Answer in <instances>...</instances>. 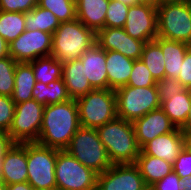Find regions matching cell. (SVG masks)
<instances>
[{
  "label": "cell",
  "mask_w": 191,
  "mask_h": 190,
  "mask_svg": "<svg viewBox=\"0 0 191 190\" xmlns=\"http://www.w3.org/2000/svg\"><path fill=\"white\" fill-rule=\"evenodd\" d=\"M160 102L167 100L172 95H177L184 91L186 88L177 80L165 77L164 79L156 82Z\"/></svg>",
  "instance_id": "obj_36"
},
{
  "label": "cell",
  "mask_w": 191,
  "mask_h": 190,
  "mask_svg": "<svg viewBox=\"0 0 191 190\" xmlns=\"http://www.w3.org/2000/svg\"><path fill=\"white\" fill-rule=\"evenodd\" d=\"M80 127L75 100L45 105L37 143L45 147L65 150Z\"/></svg>",
  "instance_id": "obj_1"
},
{
  "label": "cell",
  "mask_w": 191,
  "mask_h": 190,
  "mask_svg": "<svg viewBox=\"0 0 191 190\" xmlns=\"http://www.w3.org/2000/svg\"><path fill=\"white\" fill-rule=\"evenodd\" d=\"M191 0H157V6L163 4L189 3Z\"/></svg>",
  "instance_id": "obj_46"
},
{
  "label": "cell",
  "mask_w": 191,
  "mask_h": 190,
  "mask_svg": "<svg viewBox=\"0 0 191 190\" xmlns=\"http://www.w3.org/2000/svg\"><path fill=\"white\" fill-rule=\"evenodd\" d=\"M160 108L176 128H182L191 109V90L185 89L177 95L161 102Z\"/></svg>",
  "instance_id": "obj_24"
},
{
  "label": "cell",
  "mask_w": 191,
  "mask_h": 190,
  "mask_svg": "<svg viewBox=\"0 0 191 190\" xmlns=\"http://www.w3.org/2000/svg\"><path fill=\"white\" fill-rule=\"evenodd\" d=\"M32 98L44 106L66 102L71 99L63 78L51 81L47 85L36 82L32 92Z\"/></svg>",
  "instance_id": "obj_26"
},
{
  "label": "cell",
  "mask_w": 191,
  "mask_h": 190,
  "mask_svg": "<svg viewBox=\"0 0 191 190\" xmlns=\"http://www.w3.org/2000/svg\"><path fill=\"white\" fill-rule=\"evenodd\" d=\"M36 82L49 84L51 81L62 78L63 63L55 59L52 55L40 57L30 61Z\"/></svg>",
  "instance_id": "obj_28"
},
{
  "label": "cell",
  "mask_w": 191,
  "mask_h": 190,
  "mask_svg": "<svg viewBox=\"0 0 191 190\" xmlns=\"http://www.w3.org/2000/svg\"><path fill=\"white\" fill-rule=\"evenodd\" d=\"M179 185H181L182 190H191V176L180 179Z\"/></svg>",
  "instance_id": "obj_45"
},
{
  "label": "cell",
  "mask_w": 191,
  "mask_h": 190,
  "mask_svg": "<svg viewBox=\"0 0 191 190\" xmlns=\"http://www.w3.org/2000/svg\"><path fill=\"white\" fill-rule=\"evenodd\" d=\"M117 97V117L134 122L152 110L160 108L161 102L157 86H122L115 90Z\"/></svg>",
  "instance_id": "obj_6"
},
{
  "label": "cell",
  "mask_w": 191,
  "mask_h": 190,
  "mask_svg": "<svg viewBox=\"0 0 191 190\" xmlns=\"http://www.w3.org/2000/svg\"><path fill=\"white\" fill-rule=\"evenodd\" d=\"M65 150L98 175L112 166L96 128L80 127Z\"/></svg>",
  "instance_id": "obj_5"
},
{
  "label": "cell",
  "mask_w": 191,
  "mask_h": 190,
  "mask_svg": "<svg viewBox=\"0 0 191 190\" xmlns=\"http://www.w3.org/2000/svg\"><path fill=\"white\" fill-rule=\"evenodd\" d=\"M44 105L34 99L15 104L12 124L7 132L15 143L37 142Z\"/></svg>",
  "instance_id": "obj_10"
},
{
  "label": "cell",
  "mask_w": 191,
  "mask_h": 190,
  "mask_svg": "<svg viewBox=\"0 0 191 190\" xmlns=\"http://www.w3.org/2000/svg\"><path fill=\"white\" fill-rule=\"evenodd\" d=\"M96 43L105 51H118L132 60L141 59L144 41L132 38L123 28L105 27L96 33Z\"/></svg>",
  "instance_id": "obj_14"
},
{
  "label": "cell",
  "mask_w": 191,
  "mask_h": 190,
  "mask_svg": "<svg viewBox=\"0 0 191 190\" xmlns=\"http://www.w3.org/2000/svg\"><path fill=\"white\" fill-rule=\"evenodd\" d=\"M34 190H57V189H34Z\"/></svg>",
  "instance_id": "obj_51"
},
{
  "label": "cell",
  "mask_w": 191,
  "mask_h": 190,
  "mask_svg": "<svg viewBox=\"0 0 191 190\" xmlns=\"http://www.w3.org/2000/svg\"><path fill=\"white\" fill-rule=\"evenodd\" d=\"M157 36L191 45V2L158 5Z\"/></svg>",
  "instance_id": "obj_7"
},
{
  "label": "cell",
  "mask_w": 191,
  "mask_h": 190,
  "mask_svg": "<svg viewBox=\"0 0 191 190\" xmlns=\"http://www.w3.org/2000/svg\"><path fill=\"white\" fill-rule=\"evenodd\" d=\"M110 0H76V17L87 28L97 33L105 28V17Z\"/></svg>",
  "instance_id": "obj_19"
},
{
  "label": "cell",
  "mask_w": 191,
  "mask_h": 190,
  "mask_svg": "<svg viewBox=\"0 0 191 190\" xmlns=\"http://www.w3.org/2000/svg\"><path fill=\"white\" fill-rule=\"evenodd\" d=\"M75 101L81 127L98 128L117 117V97L113 89H94Z\"/></svg>",
  "instance_id": "obj_4"
},
{
  "label": "cell",
  "mask_w": 191,
  "mask_h": 190,
  "mask_svg": "<svg viewBox=\"0 0 191 190\" xmlns=\"http://www.w3.org/2000/svg\"><path fill=\"white\" fill-rule=\"evenodd\" d=\"M135 164H113L97 176L96 190H148Z\"/></svg>",
  "instance_id": "obj_12"
},
{
  "label": "cell",
  "mask_w": 191,
  "mask_h": 190,
  "mask_svg": "<svg viewBox=\"0 0 191 190\" xmlns=\"http://www.w3.org/2000/svg\"><path fill=\"white\" fill-rule=\"evenodd\" d=\"M134 60L118 51H106L108 89L116 90L128 84Z\"/></svg>",
  "instance_id": "obj_21"
},
{
  "label": "cell",
  "mask_w": 191,
  "mask_h": 190,
  "mask_svg": "<svg viewBox=\"0 0 191 190\" xmlns=\"http://www.w3.org/2000/svg\"><path fill=\"white\" fill-rule=\"evenodd\" d=\"M177 80L188 90H191V47L187 50Z\"/></svg>",
  "instance_id": "obj_40"
},
{
  "label": "cell",
  "mask_w": 191,
  "mask_h": 190,
  "mask_svg": "<svg viewBox=\"0 0 191 190\" xmlns=\"http://www.w3.org/2000/svg\"><path fill=\"white\" fill-rule=\"evenodd\" d=\"M24 20L26 30H40L53 34L60 26V21L50 10L38 5L24 13Z\"/></svg>",
  "instance_id": "obj_27"
},
{
  "label": "cell",
  "mask_w": 191,
  "mask_h": 190,
  "mask_svg": "<svg viewBox=\"0 0 191 190\" xmlns=\"http://www.w3.org/2000/svg\"><path fill=\"white\" fill-rule=\"evenodd\" d=\"M141 3H148L157 6V0H139Z\"/></svg>",
  "instance_id": "obj_49"
},
{
  "label": "cell",
  "mask_w": 191,
  "mask_h": 190,
  "mask_svg": "<svg viewBox=\"0 0 191 190\" xmlns=\"http://www.w3.org/2000/svg\"><path fill=\"white\" fill-rule=\"evenodd\" d=\"M15 144L7 132L0 131V180L2 177V164L6 153Z\"/></svg>",
  "instance_id": "obj_41"
},
{
  "label": "cell",
  "mask_w": 191,
  "mask_h": 190,
  "mask_svg": "<svg viewBox=\"0 0 191 190\" xmlns=\"http://www.w3.org/2000/svg\"><path fill=\"white\" fill-rule=\"evenodd\" d=\"M16 63L11 56L0 59V95L12 97Z\"/></svg>",
  "instance_id": "obj_32"
},
{
  "label": "cell",
  "mask_w": 191,
  "mask_h": 190,
  "mask_svg": "<svg viewBox=\"0 0 191 190\" xmlns=\"http://www.w3.org/2000/svg\"><path fill=\"white\" fill-rule=\"evenodd\" d=\"M1 180L6 185L28 181L27 143H15L6 153Z\"/></svg>",
  "instance_id": "obj_17"
},
{
  "label": "cell",
  "mask_w": 191,
  "mask_h": 190,
  "mask_svg": "<svg viewBox=\"0 0 191 190\" xmlns=\"http://www.w3.org/2000/svg\"><path fill=\"white\" fill-rule=\"evenodd\" d=\"M148 187L161 180L171 171L172 164L151 155H146L142 150L134 163Z\"/></svg>",
  "instance_id": "obj_23"
},
{
  "label": "cell",
  "mask_w": 191,
  "mask_h": 190,
  "mask_svg": "<svg viewBox=\"0 0 191 190\" xmlns=\"http://www.w3.org/2000/svg\"><path fill=\"white\" fill-rule=\"evenodd\" d=\"M117 1L123 3L124 5H127L129 7L135 6V5H138L141 3L139 0H117Z\"/></svg>",
  "instance_id": "obj_48"
},
{
  "label": "cell",
  "mask_w": 191,
  "mask_h": 190,
  "mask_svg": "<svg viewBox=\"0 0 191 190\" xmlns=\"http://www.w3.org/2000/svg\"><path fill=\"white\" fill-rule=\"evenodd\" d=\"M79 59L90 85L94 89H108L106 51L94 43Z\"/></svg>",
  "instance_id": "obj_16"
},
{
  "label": "cell",
  "mask_w": 191,
  "mask_h": 190,
  "mask_svg": "<svg viewBox=\"0 0 191 190\" xmlns=\"http://www.w3.org/2000/svg\"><path fill=\"white\" fill-rule=\"evenodd\" d=\"M62 78L71 99L76 100L94 90L85 77L84 66L80 59L63 63Z\"/></svg>",
  "instance_id": "obj_22"
},
{
  "label": "cell",
  "mask_w": 191,
  "mask_h": 190,
  "mask_svg": "<svg viewBox=\"0 0 191 190\" xmlns=\"http://www.w3.org/2000/svg\"><path fill=\"white\" fill-rule=\"evenodd\" d=\"M133 126L140 149L152 139L176 129V126L161 108L152 110L143 117L136 119Z\"/></svg>",
  "instance_id": "obj_15"
},
{
  "label": "cell",
  "mask_w": 191,
  "mask_h": 190,
  "mask_svg": "<svg viewBox=\"0 0 191 190\" xmlns=\"http://www.w3.org/2000/svg\"><path fill=\"white\" fill-rule=\"evenodd\" d=\"M53 34L40 30H25L9 44V54L16 62H30L50 56Z\"/></svg>",
  "instance_id": "obj_11"
},
{
  "label": "cell",
  "mask_w": 191,
  "mask_h": 190,
  "mask_svg": "<svg viewBox=\"0 0 191 190\" xmlns=\"http://www.w3.org/2000/svg\"><path fill=\"white\" fill-rule=\"evenodd\" d=\"M113 164H134L140 154L133 122L120 117L96 128Z\"/></svg>",
  "instance_id": "obj_2"
},
{
  "label": "cell",
  "mask_w": 191,
  "mask_h": 190,
  "mask_svg": "<svg viewBox=\"0 0 191 190\" xmlns=\"http://www.w3.org/2000/svg\"><path fill=\"white\" fill-rule=\"evenodd\" d=\"M14 111L15 102L12 100V97L0 95V131H9Z\"/></svg>",
  "instance_id": "obj_35"
},
{
  "label": "cell",
  "mask_w": 191,
  "mask_h": 190,
  "mask_svg": "<svg viewBox=\"0 0 191 190\" xmlns=\"http://www.w3.org/2000/svg\"><path fill=\"white\" fill-rule=\"evenodd\" d=\"M38 6L50 10L61 22L75 20L76 0H38Z\"/></svg>",
  "instance_id": "obj_31"
},
{
  "label": "cell",
  "mask_w": 191,
  "mask_h": 190,
  "mask_svg": "<svg viewBox=\"0 0 191 190\" xmlns=\"http://www.w3.org/2000/svg\"><path fill=\"white\" fill-rule=\"evenodd\" d=\"M96 43V33L77 18L61 22L53 33L51 55L65 63L79 59L88 48Z\"/></svg>",
  "instance_id": "obj_3"
},
{
  "label": "cell",
  "mask_w": 191,
  "mask_h": 190,
  "mask_svg": "<svg viewBox=\"0 0 191 190\" xmlns=\"http://www.w3.org/2000/svg\"><path fill=\"white\" fill-rule=\"evenodd\" d=\"M98 174L81 164L66 150L57 152L55 177L57 190H96Z\"/></svg>",
  "instance_id": "obj_8"
},
{
  "label": "cell",
  "mask_w": 191,
  "mask_h": 190,
  "mask_svg": "<svg viewBox=\"0 0 191 190\" xmlns=\"http://www.w3.org/2000/svg\"><path fill=\"white\" fill-rule=\"evenodd\" d=\"M154 41L161 47L165 61V77L177 79L187 50L188 43L156 37Z\"/></svg>",
  "instance_id": "obj_20"
},
{
  "label": "cell",
  "mask_w": 191,
  "mask_h": 190,
  "mask_svg": "<svg viewBox=\"0 0 191 190\" xmlns=\"http://www.w3.org/2000/svg\"><path fill=\"white\" fill-rule=\"evenodd\" d=\"M180 179L174 171H171L164 178L151 185L149 190H182L181 185L178 184Z\"/></svg>",
  "instance_id": "obj_39"
},
{
  "label": "cell",
  "mask_w": 191,
  "mask_h": 190,
  "mask_svg": "<svg viewBox=\"0 0 191 190\" xmlns=\"http://www.w3.org/2000/svg\"><path fill=\"white\" fill-rule=\"evenodd\" d=\"M10 56L9 44L0 36V59Z\"/></svg>",
  "instance_id": "obj_44"
},
{
  "label": "cell",
  "mask_w": 191,
  "mask_h": 190,
  "mask_svg": "<svg viewBox=\"0 0 191 190\" xmlns=\"http://www.w3.org/2000/svg\"><path fill=\"white\" fill-rule=\"evenodd\" d=\"M6 189L7 185L2 180H0V190H6Z\"/></svg>",
  "instance_id": "obj_50"
},
{
  "label": "cell",
  "mask_w": 191,
  "mask_h": 190,
  "mask_svg": "<svg viewBox=\"0 0 191 190\" xmlns=\"http://www.w3.org/2000/svg\"><path fill=\"white\" fill-rule=\"evenodd\" d=\"M156 80L141 59L134 60L132 73L129 77L127 86L148 87L156 86Z\"/></svg>",
  "instance_id": "obj_33"
},
{
  "label": "cell",
  "mask_w": 191,
  "mask_h": 190,
  "mask_svg": "<svg viewBox=\"0 0 191 190\" xmlns=\"http://www.w3.org/2000/svg\"><path fill=\"white\" fill-rule=\"evenodd\" d=\"M23 12H5L0 10V36L12 43L25 29Z\"/></svg>",
  "instance_id": "obj_30"
},
{
  "label": "cell",
  "mask_w": 191,
  "mask_h": 190,
  "mask_svg": "<svg viewBox=\"0 0 191 190\" xmlns=\"http://www.w3.org/2000/svg\"><path fill=\"white\" fill-rule=\"evenodd\" d=\"M181 130H191V109L189 110L186 122Z\"/></svg>",
  "instance_id": "obj_47"
},
{
  "label": "cell",
  "mask_w": 191,
  "mask_h": 190,
  "mask_svg": "<svg viewBox=\"0 0 191 190\" xmlns=\"http://www.w3.org/2000/svg\"><path fill=\"white\" fill-rule=\"evenodd\" d=\"M38 5V0H0V10L5 12H29Z\"/></svg>",
  "instance_id": "obj_37"
},
{
  "label": "cell",
  "mask_w": 191,
  "mask_h": 190,
  "mask_svg": "<svg viewBox=\"0 0 191 190\" xmlns=\"http://www.w3.org/2000/svg\"><path fill=\"white\" fill-rule=\"evenodd\" d=\"M141 60L156 81L165 78V61L161 47L153 40L145 43Z\"/></svg>",
  "instance_id": "obj_29"
},
{
  "label": "cell",
  "mask_w": 191,
  "mask_h": 190,
  "mask_svg": "<svg viewBox=\"0 0 191 190\" xmlns=\"http://www.w3.org/2000/svg\"><path fill=\"white\" fill-rule=\"evenodd\" d=\"M129 6L117 0H110L105 17V27L123 28L126 22Z\"/></svg>",
  "instance_id": "obj_34"
},
{
  "label": "cell",
  "mask_w": 191,
  "mask_h": 190,
  "mask_svg": "<svg viewBox=\"0 0 191 190\" xmlns=\"http://www.w3.org/2000/svg\"><path fill=\"white\" fill-rule=\"evenodd\" d=\"M183 136V148L191 153V130H181Z\"/></svg>",
  "instance_id": "obj_42"
},
{
  "label": "cell",
  "mask_w": 191,
  "mask_h": 190,
  "mask_svg": "<svg viewBox=\"0 0 191 190\" xmlns=\"http://www.w3.org/2000/svg\"><path fill=\"white\" fill-rule=\"evenodd\" d=\"M183 149V136L180 128L173 132L162 134L149 141L141 150L146 155L161 158L173 165Z\"/></svg>",
  "instance_id": "obj_18"
},
{
  "label": "cell",
  "mask_w": 191,
  "mask_h": 190,
  "mask_svg": "<svg viewBox=\"0 0 191 190\" xmlns=\"http://www.w3.org/2000/svg\"><path fill=\"white\" fill-rule=\"evenodd\" d=\"M6 190H34V188L28 182H22L7 185Z\"/></svg>",
  "instance_id": "obj_43"
},
{
  "label": "cell",
  "mask_w": 191,
  "mask_h": 190,
  "mask_svg": "<svg viewBox=\"0 0 191 190\" xmlns=\"http://www.w3.org/2000/svg\"><path fill=\"white\" fill-rule=\"evenodd\" d=\"M58 151L37 142L27 143V182L34 189H56L55 164Z\"/></svg>",
  "instance_id": "obj_9"
},
{
  "label": "cell",
  "mask_w": 191,
  "mask_h": 190,
  "mask_svg": "<svg viewBox=\"0 0 191 190\" xmlns=\"http://www.w3.org/2000/svg\"><path fill=\"white\" fill-rule=\"evenodd\" d=\"M172 168L181 179L191 176V153L183 148L175 159Z\"/></svg>",
  "instance_id": "obj_38"
},
{
  "label": "cell",
  "mask_w": 191,
  "mask_h": 190,
  "mask_svg": "<svg viewBox=\"0 0 191 190\" xmlns=\"http://www.w3.org/2000/svg\"><path fill=\"white\" fill-rule=\"evenodd\" d=\"M36 80L30 62H17L15 67V87L12 100L19 104L32 100Z\"/></svg>",
  "instance_id": "obj_25"
},
{
  "label": "cell",
  "mask_w": 191,
  "mask_h": 190,
  "mask_svg": "<svg viewBox=\"0 0 191 190\" xmlns=\"http://www.w3.org/2000/svg\"><path fill=\"white\" fill-rule=\"evenodd\" d=\"M123 29L139 41H153L157 37V6L140 3L129 7Z\"/></svg>",
  "instance_id": "obj_13"
}]
</instances>
